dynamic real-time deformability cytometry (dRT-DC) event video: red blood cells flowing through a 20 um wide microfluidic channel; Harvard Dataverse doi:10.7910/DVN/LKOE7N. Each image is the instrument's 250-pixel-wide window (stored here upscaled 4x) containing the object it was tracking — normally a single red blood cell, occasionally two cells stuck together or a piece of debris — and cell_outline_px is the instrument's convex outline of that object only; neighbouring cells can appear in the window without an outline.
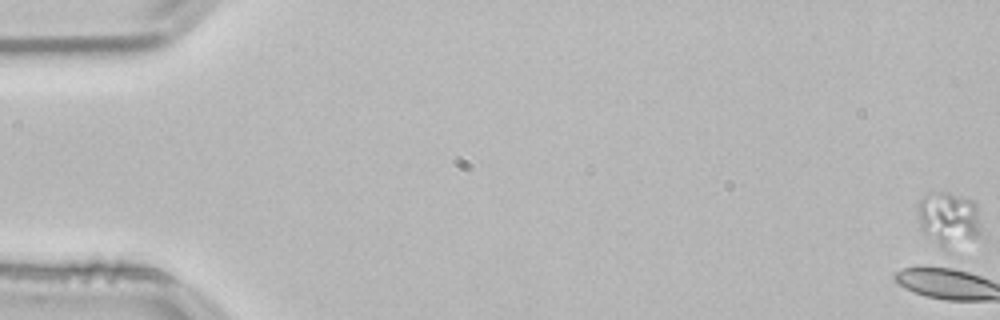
{"species": "common noctule bat (a hibernating species)", "species_latin": "Nyctalus noctula", "temperature_condition": "room temperature", "stored_images_in_passage": 5, "camera_frame_rate_fps": 3000, "um_per_image_px": 0.085, "animal": {"sex": "male", "body_mass_g": 21.5, "forearm_length_mm": 52.0}, "frame": {"image": 1, "passage_image": 1, "time_ms": 0.0, "image_size_px": [1000, 320], "cell_outline_px": [[980, 236], [944, 248], [924, 232], [920, 228], [920, 200], [924, 196], [940, 192], [948, 192], [972, 200], [976, 204], [980, 232]], "centroid_in_image_um": [80.66, 18.57], "position_along_channel_um": 4.3, "area_um2": 18.9}}